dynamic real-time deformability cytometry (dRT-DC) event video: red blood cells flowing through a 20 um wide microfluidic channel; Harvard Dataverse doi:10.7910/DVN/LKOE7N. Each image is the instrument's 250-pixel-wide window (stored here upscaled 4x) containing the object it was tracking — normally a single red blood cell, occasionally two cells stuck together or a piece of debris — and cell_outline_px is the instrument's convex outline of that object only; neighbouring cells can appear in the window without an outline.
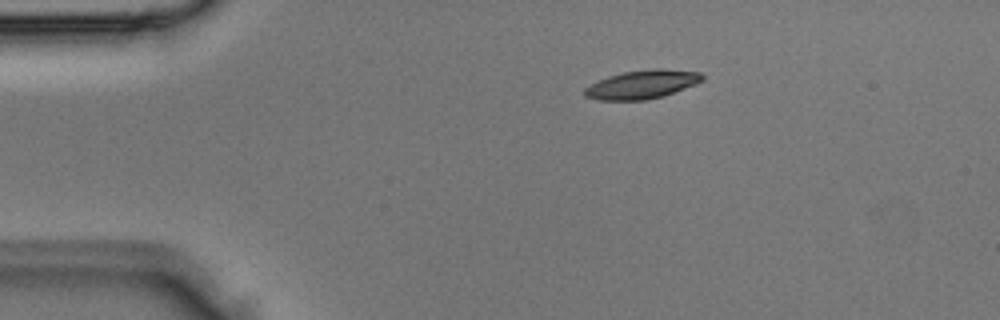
{"species": "Egyptian fruit bat (a non-hibernating species)", "species_latin": "Rousettus aegyptiacus", "temperature_condition": "room temperature", "stored_images_in_passage": 2, "camera_frame_rate_fps": 3000, "um_per_image_px": 0.085, "animal": {"sex": "male"}, "frame": {"image": 1, "passage_image": 1, "time_ms": 0.0, "image_size_px": [1000, 320], "cell_outline_px": [[704, 80], [696, 84], [664, 96], [644, 100], [596, 100], [584, 96], [584, 88], [608, 76], [624, 72], [652, 68], [664, 68], [700, 72], [704, 76]], "centroid_in_image_um": [54.61, 7.17], "position_along_channel_um": 30.4, "area_um2": 19.71}}